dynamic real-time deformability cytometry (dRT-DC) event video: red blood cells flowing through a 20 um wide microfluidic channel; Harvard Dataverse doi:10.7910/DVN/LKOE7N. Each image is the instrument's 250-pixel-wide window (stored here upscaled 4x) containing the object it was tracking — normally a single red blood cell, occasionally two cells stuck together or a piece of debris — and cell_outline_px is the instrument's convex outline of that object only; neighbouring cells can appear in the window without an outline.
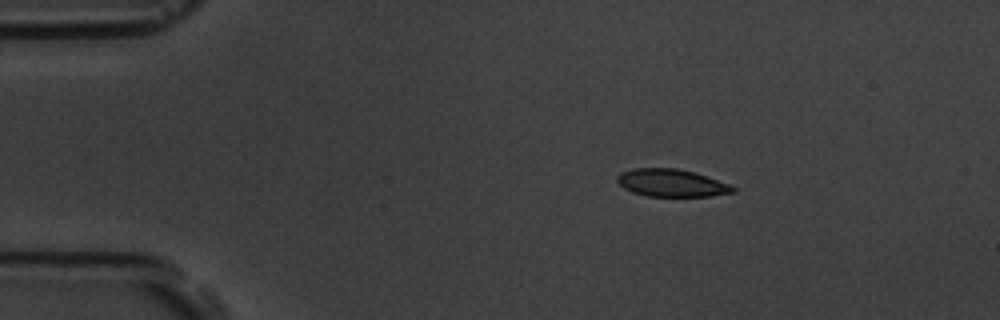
{"species": "common noctule bat (a hibernating species)", "species_latin": "Nyctalus noctula", "temperature_condition": "room temperature", "stored_images_in_passage": 4, "camera_frame_rate_fps": 3000, "um_per_image_px": 0.085, "animal": {"sex": "male", "body_mass_g": 19.5, "forearm_length_mm": 54.6}, "frame": {"image": 1, "passage_image": 2, "time_ms": 1.0, "image_size_px": [1000, 320], "cell_outline_px": [[736, 192], [712, 196], [648, 196], [632, 192], [624, 188], [616, 180], [616, 176], [620, 172], [636, 168], [676, 168], [692, 172], [728, 184], [736, 188]], "centroid_in_image_um": [57.04, 15.55], "position_along_channel_um": 28.0, "area_um2": 18.38}}